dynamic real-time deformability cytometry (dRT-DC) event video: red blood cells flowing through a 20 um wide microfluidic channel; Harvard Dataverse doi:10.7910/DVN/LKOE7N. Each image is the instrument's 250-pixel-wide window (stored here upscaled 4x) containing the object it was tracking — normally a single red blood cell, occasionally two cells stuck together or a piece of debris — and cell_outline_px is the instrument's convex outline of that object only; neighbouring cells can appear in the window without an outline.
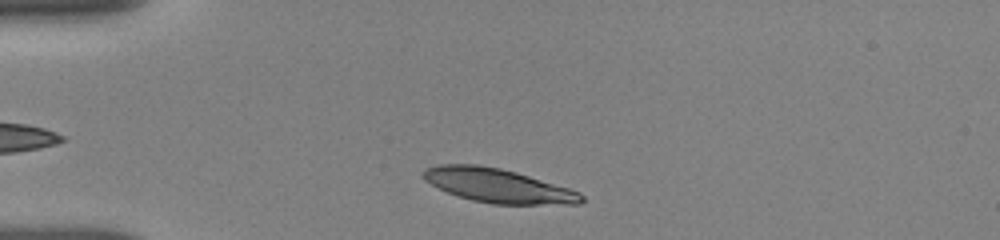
{"species": "human", "species_latin": "Homo sapiens", "temperature_condition": "room temperature", "stored_images_in_passage": 18, "camera_frame_rate_fps": 3000, "um_per_image_px": 0.085, "donor": {"sex": "female"}, "frame": {"image": 1, "passage_image": 2, "time_ms": 0.667, "image_size_px": [1000, 240], "cell_outline_px": [[584, 200], [580, 204], [492, 204], [472, 200], [448, 192], [424, 180], [420, 176], [420, 172], [424, 168], [440, 164], [476, 164], [500, 168], [516, 172], [568, 188], [580, 192], [584, 196]], "centroid_in_image_um": [42.3, 15.77], "position_along_channel_um": 42.7, "area_um2": 31.21}}
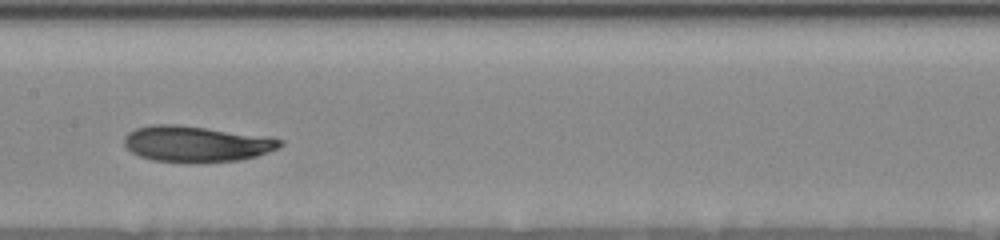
{"frame": {"image": 2, "passage_image": 11, "time_ms": 5.333, "image_size_px": [1000, 240], "cell_outline_px": [[284, 144], [280, 148], [256, 156], [240, 160], [196, 164], [152, 160], [140, 156], [132, 152], [124, 144], [124, 136], [128, 132], [136, 128], [152, 124], [176, 124], [272, 136], [284, 140]], "centroid_in_image_um": [16.74, 12.24], "position_along_channel_um": 190.7, "area_um2": 33.41}}
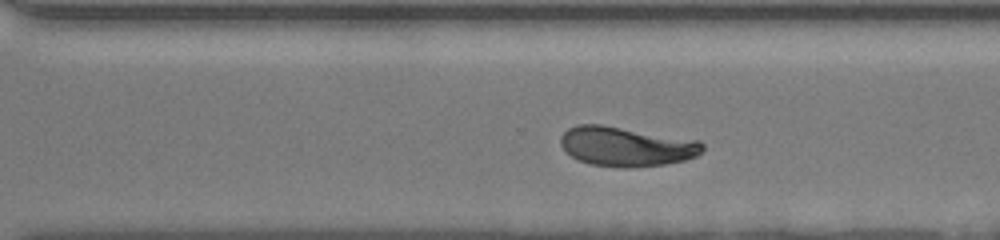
{"frame": {"image": 3, "passage_image": 18, "time_ms": 8.667, "image_size_px": [1000, 240], "cell_outline_px": [[704, 148], [696, 156], [684, 160], [664, 164], [632, 168], [628, 168], [592, 164], [580, 160], [572, 156], [560, 144], [560, 136], [568, 128], [576, 124], [600, 124], [700, 140], [704, 144]], "centroid_in_image_um": [53.24, 12.44], "position_along_channel_um": 317.4, "area_um2": 32.6}}